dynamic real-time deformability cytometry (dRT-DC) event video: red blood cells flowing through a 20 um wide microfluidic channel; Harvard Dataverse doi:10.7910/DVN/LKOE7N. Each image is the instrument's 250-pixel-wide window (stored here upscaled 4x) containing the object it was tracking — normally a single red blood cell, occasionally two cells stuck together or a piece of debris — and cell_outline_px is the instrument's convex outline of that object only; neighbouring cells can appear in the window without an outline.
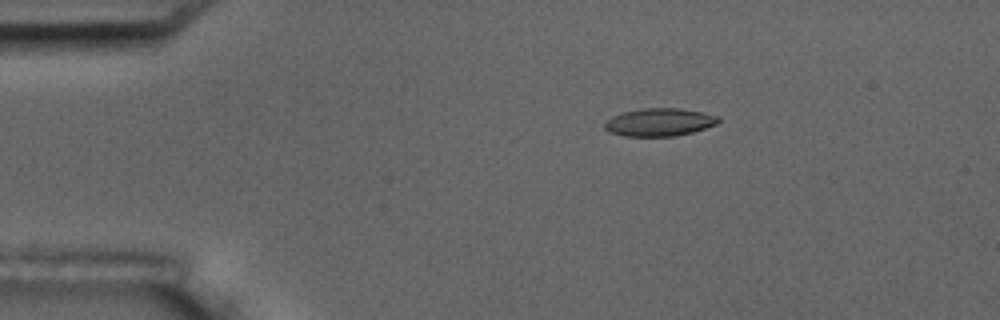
{"species": "common noctule bat (a hibernating species)", "species_latin": "Nyctalus noctula", "temperature_condition": "room temperature", "stored_images_in_passage": 6, "camera_frame_rate_fps": 3000, "um_per_image_px": 0.085, "animal": {"sex": "male", "body_mass_g": 17.5, "forearm_length_mm": 52.3}, "frame": {"image": 1, "passage_image": 3, "time_ms": 2.333, "image_size_px": [1000, 320], "cell_outline_px": [[720, 120], [716, 124], [692, 132], [676, 136], [624, 136], [608, 132], [604, 128], [604, 120], [612, 116], [624, 112], [644, 108], [680, 108], [704, 112], [720, 116]], "centroid_in_image_um": [56.03, 10.38], "position_along_channel_um": 29.0, "area_um2": 18.61}}
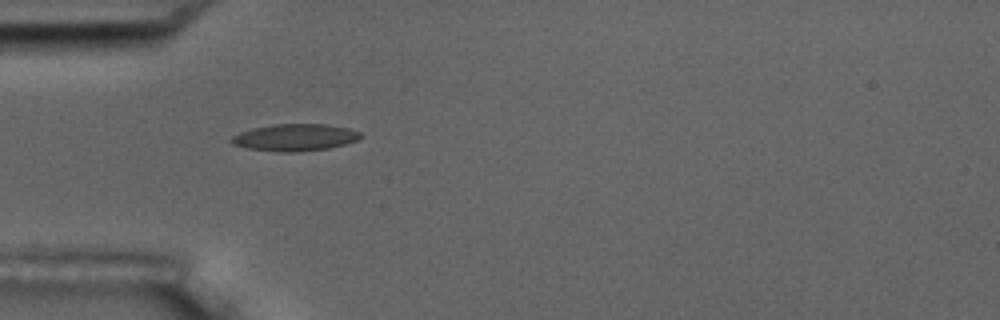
{"frame": {"image": 2, "passage_image": 5, "time_ms": 4.667, "image_size_px": [1000, 320], "cell_outline_px": [[364, 136], [356, 140], [344, 144], [328, 148], [300, 152], [276, 152], [248, 148], [232, 144], [228, 140], [232, 136], [240, 132], [252, 128], [272, 124], [328, 124], [348, 128], [360, 132]], "centroid_in_image_um": [25.05, 11.68], "position_along_channel_um": 59.9, "area_um2": 20.46}}